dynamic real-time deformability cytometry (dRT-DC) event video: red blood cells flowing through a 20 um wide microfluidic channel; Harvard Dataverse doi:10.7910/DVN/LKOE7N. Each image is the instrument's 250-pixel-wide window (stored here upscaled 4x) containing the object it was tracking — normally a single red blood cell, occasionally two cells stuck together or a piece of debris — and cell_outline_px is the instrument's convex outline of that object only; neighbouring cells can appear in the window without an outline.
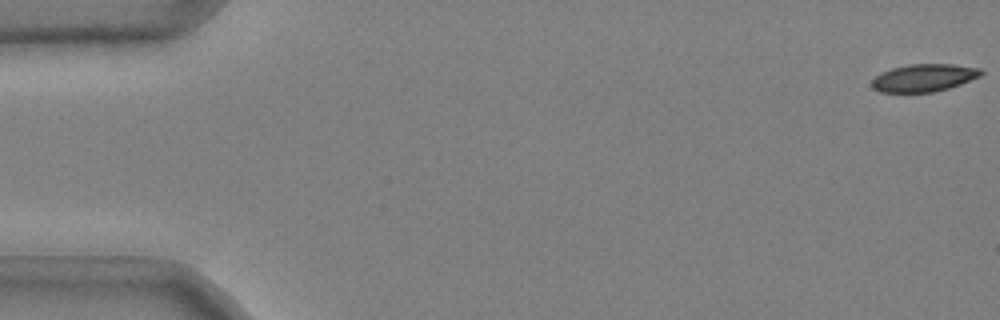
{"species": "common noctule bat (a hibernating species)", "species_latin": "Nyctalus noctula", "temperature_condition": "cold", "stored_images_in_passage": 10, "camera_frame_rate_fps": 3000, "um_per_image_px": 0.085, "animal": {"sex": "male", "body_mass_g": 20.4}, "frame": {"image": 1, "passage_image": 1, "time_ms": 0.0, "image_size_px": [1000, 320], "cell_outline_px": [[984, 72], [980, 76], [960, 84], [948, 88], [932, 92], [880, 92], [872, 88], [872, 80], [880, 72], [892, 68], [908, 64], [952, 64], [980, 68]], "centroid_in_image_um": [78.52, 6.61], "position_along_channel_um": 6.5, "area_um2": 17.51}}